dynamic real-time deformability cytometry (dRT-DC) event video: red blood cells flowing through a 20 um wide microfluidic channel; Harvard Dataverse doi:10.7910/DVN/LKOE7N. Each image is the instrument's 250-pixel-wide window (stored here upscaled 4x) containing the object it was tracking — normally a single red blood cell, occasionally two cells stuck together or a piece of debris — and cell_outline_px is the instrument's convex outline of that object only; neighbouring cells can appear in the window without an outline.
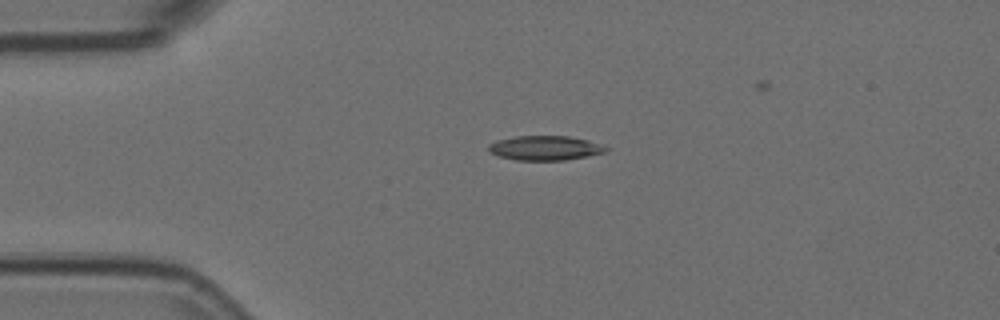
{"species": "Egyptian fruit bat (a non-hibernating species)", "species_latin": "Rousettus aegyptiacus", "temperature_condition": "room temperature", "stored_images_in_passage": 3, "camera_frame_rate_fps": 3000, "um_per_image_px": 0.085, "animal": {"sex": "female"}, "frame": {"image": 1, "passage_image": 2, "time_ms": 0.333, "image_size_px": [1000, 320], "cell_outline_px": [[608, 148], [604, 152], [588, 156], [564, 160], [516, 160], [496, 156], [488, 152], [488, 144], [496, 140], [516, 136], [568, 136], [588, 140], [600, 144]], "centroid_in_image_um": [46.26, 12.58], "position_along_channel_um": 38.7, "area_um2": 16.82}}